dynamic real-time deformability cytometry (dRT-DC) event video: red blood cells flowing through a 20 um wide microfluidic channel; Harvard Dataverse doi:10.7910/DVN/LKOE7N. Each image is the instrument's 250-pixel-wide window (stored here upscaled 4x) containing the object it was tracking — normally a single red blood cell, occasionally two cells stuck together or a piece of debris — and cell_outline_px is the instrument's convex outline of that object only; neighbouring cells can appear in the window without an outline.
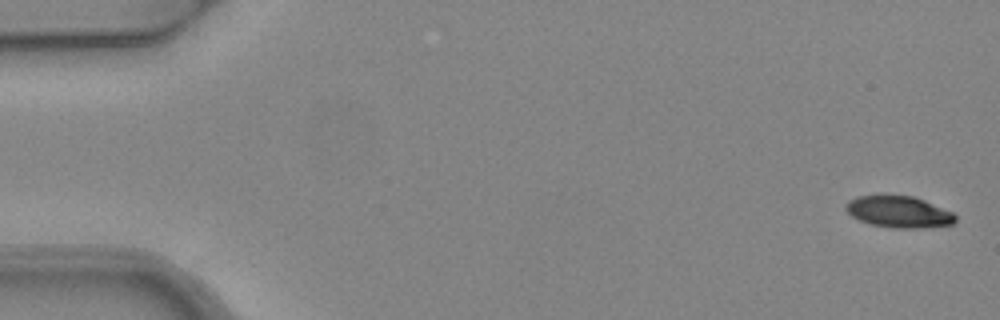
{"species": "common noctule bat (a hibernating species)", "species_latin": "Nyctalus noctula", "temperature_condition": "warm", "stored_images_in_passage": 4, "camera_frame_rate_fps": 3000, "um_per_image_px": 0.085, "animal": {"sex": "female", "body_mass_g": 24.6, "forearm_length_mm": 56.2}, "frame": {"image": 1, "passage_image": 1, "time_ms": 0.0, "image_size_px": [1000, 320], "cell_outline_px": [[956, 220], [952, 224], [920, 228], [896, 228], [872, 224], [860, 220], [852, 216], [844, 208], [844, 204], [848, 200], [856, 196], [880, 192], [912, 196], [924, 200], [952, 212], [956, 216]], "centroid_in_image_um": [76.32, 17.95], "position_along_channel_um": 8.7, "area_um2": 20.69}}